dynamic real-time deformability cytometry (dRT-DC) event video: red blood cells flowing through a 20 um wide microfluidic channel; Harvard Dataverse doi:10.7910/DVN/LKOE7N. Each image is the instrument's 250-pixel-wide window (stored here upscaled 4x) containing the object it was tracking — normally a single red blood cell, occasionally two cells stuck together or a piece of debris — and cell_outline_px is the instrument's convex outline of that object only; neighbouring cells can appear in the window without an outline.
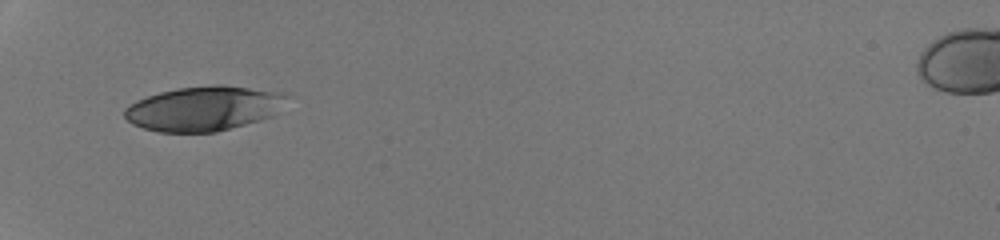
{"species": "human", "species_latin": "Homo sapiens", "temperature_condition": "room temperature", "stored_images_in_passage": 32, "camera_frame_rate_fps": 3000, "um_per_image_px": 0.085, "donor": {"sex": "male"}, "frame": {"image": 1, "passage_image": 1, "time_ms": 0.0, "image_size_px": [1000, 240], "cell_outline_px": [[288, 96], [272, 116], [260, 120], [216, 132], [156, 132], [132, 124], [124, 116], [124, 108], [136, 100], [160, 92], [176, 88], [212, 84], [224, 84], [284, 92]], "centroid_in_image_um": [17.3, 9.21], "position_along_channel_um": 67.7, "area_um2": 42.31}}
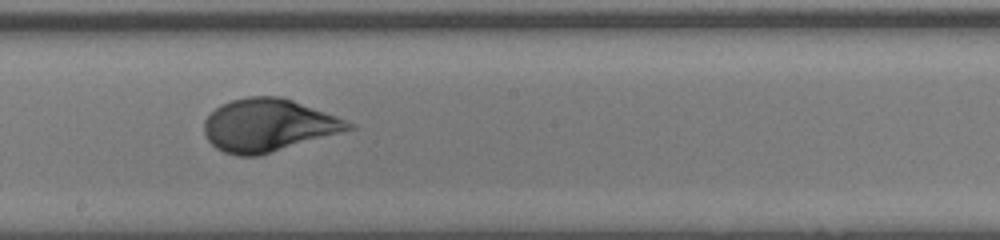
{"frame": {"image": 2, "passage_image": 13, "time_ms": 4.0, "image_size_px": [1000, 240], "cell_outline_px": [[356, 128], [256, 156], [240, 156], [224, 152], [216, 148], [208, 140], [204, 132], [204, 120], [220, 104], [232, 100], [248, 96], [280, 96], [292, 100], [336, 116], [356, 124]], "centroid_in_image_um": [22.79, 10.64], "position_along_channel_um": 225.4, "area_um2": 43.87}}
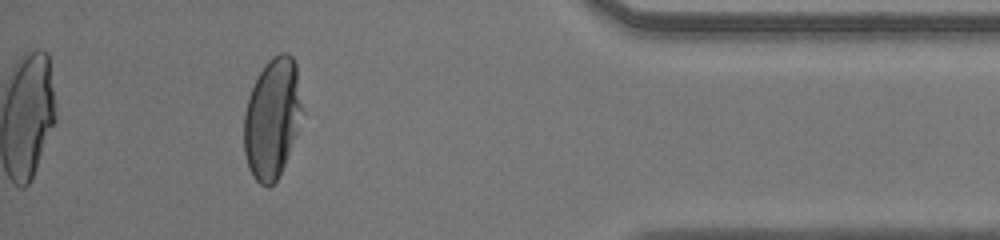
{"frame": {"image": 3, "passage_image": 28, "time_ms": 9.0, "image_size_px": [1000, 240], "cell_outline_px": [[304, 112], [296, 136], [284, 164], [276, 180], [268, 188], [260, 184], [252, 176], [248, 168], [244, 152], [244, 112], [252, 88], [260, 72], [268, 60], [272, 56], [280, 52], [288, 52], [292, 56], [296, 64]], "centroid_in_image_um": [23.16, 10.04], "position_along_channel_um": 412.0, "area_um2": 41.1}, "authors_computed_cell_mechanics": {"area_um2": 43.6679, "velocity_mm_per_s": 4.2766, "shape_relaxation_time_tau1_ms": 3.2402, "shape_relaxation_time_tau2_ms": null, "deformation_change_tau1": 0.1781, "deformation_change_tau2": null}}